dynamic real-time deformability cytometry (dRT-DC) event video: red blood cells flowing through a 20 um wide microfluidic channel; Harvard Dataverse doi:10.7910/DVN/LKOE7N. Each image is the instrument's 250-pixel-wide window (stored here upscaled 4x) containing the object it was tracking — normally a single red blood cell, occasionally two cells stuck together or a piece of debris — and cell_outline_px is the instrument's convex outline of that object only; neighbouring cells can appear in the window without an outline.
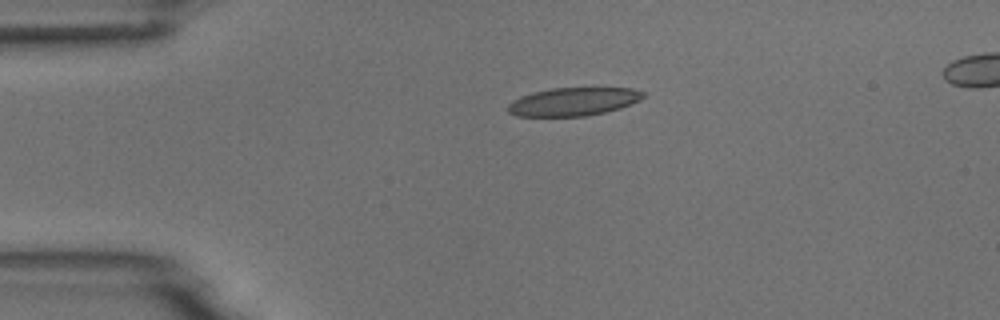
{"species": "common noctule bat (a hibernating species)", "species_latin": "Nyctalus noctula", "temperature_condition": "room temperature", "stored_images_in_passage": 44, "segment_of_instrument_passage": [1, 2], "camera_frame_rate_fps": 3000, "um_per_image_px": 0.085, "animal": {"sex": "male", "body_mass_g": 18.8}, "frame": {"image": 1, "passage_image": 1, "time_ms": 0.0, "image_size_px": [1000, 320], "cell_outline_px": [[644, 96], [640, 100], [620, 108], [588, 116], [516, 116], [508, 112], [508, 104], [512, 100], [520, 96], [532, 92], [552, 88], [632, 88], [644, 92]], "centroid_in_image_um": [48.71, 8.64], "position_along_channel_um": 36.3, "area_um2": 22.25}}
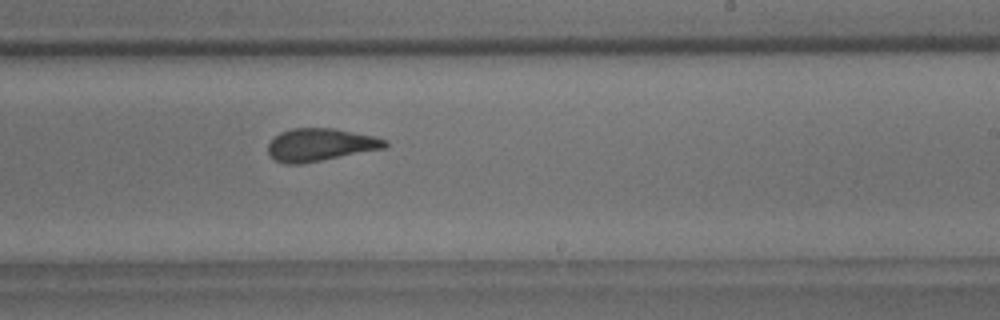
{"frame": {"image": 2, "passage_image": 22, "time_ms": 7.0, "image_size_px": [1000, 320], "cell_outline_px": [[388, 144], [384, 148], [300, 164], [284, 164], [276, 160], [268, 152], [268, 144], [280, 132], [292, 128], [332, 128], [376, 136], [388, 140]], "centroid_in_image_um": [27.23, 12.29], "position_along_channel_um": 261.8, "area_um2": 22.08}}
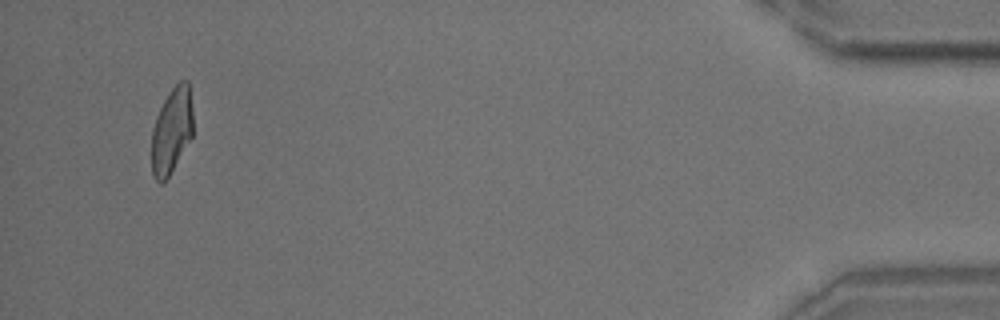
{"frame": {"image": 3, "passage_image": 41, "time_ms": 13.333, "image_size_px": [1000, 320], "cell_outline_px": [[192, 136], [164, 184], [160, 184], [152, 176], [152, 128], [156, 116], [164, 100], [172, 88], [180, 80], [188, 80], [192, 112]], "centroid_in_image_um": [14.57, 11.13], "position_along_channel_um": 420.6, "area_um2": 20.63}}